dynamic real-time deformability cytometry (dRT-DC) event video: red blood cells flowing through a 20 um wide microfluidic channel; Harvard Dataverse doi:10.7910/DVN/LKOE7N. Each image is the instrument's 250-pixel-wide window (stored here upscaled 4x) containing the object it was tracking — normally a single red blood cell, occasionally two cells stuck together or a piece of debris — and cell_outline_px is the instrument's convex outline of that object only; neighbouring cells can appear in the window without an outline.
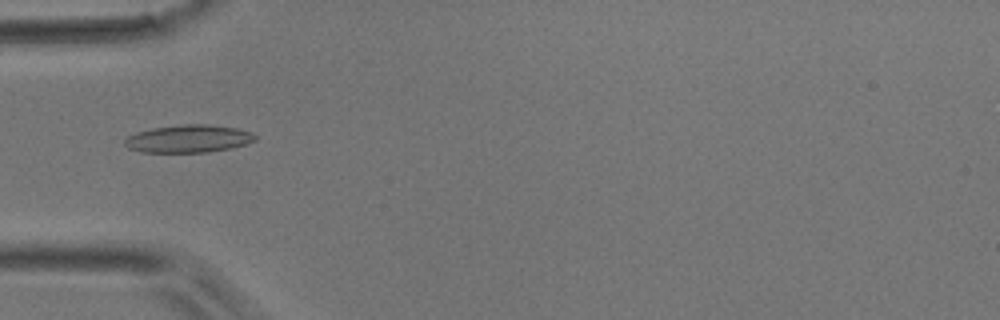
{"species": "common noctule bat (a hibernating species)", "species_latin": "Nyctalus noctula", "temperature_condition": "room temperature", "stored_images_in_passage": 51, "camera_frame_rate_fps": 3000, "um_per_image_px": 0.085, "animal": {"sex": "male", "body_mass_g": 17.9}, "frame": {"image": 1, "passage_image": 16, "time_ms": 5.0, "image_size_px": [1000, 320], "cell_outline_px": [[256, 140], [248, 144], [232, 148], [208, 152], [144, 152], [128, 148], [124, 144], [124, 140], [128, 136], [136, 132], [152, 128], [184, 124], [208, 124], [236, 128], [252, 132], [256, 136]], "centroid_in_image_um": [16.05, 11.79], "position_along_channel_um": 69.0, "area_um2": 21.15}}
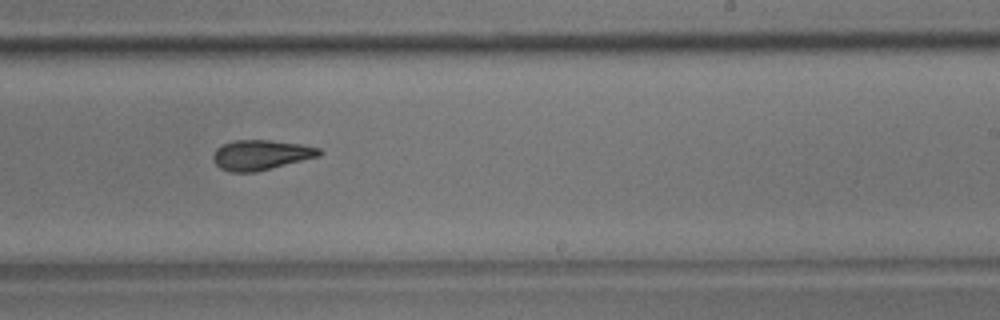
{"frame": {"image": 2, "passage_image": 31, "time_ms": 10.0, "image_size_px": [1000, 320], "cell_outline_px": [[324, 152], [320, 156], [256, 172], [228, 172], [220, 168], [212, 160], [212, 156], [216, 148], [232, 140], [268, 140], [300, 144], [320, 148]], "centroid_in_image_um": [22.17, 13.17], "position_along_channel_um": 266.8, "area_um2": 18.67}}
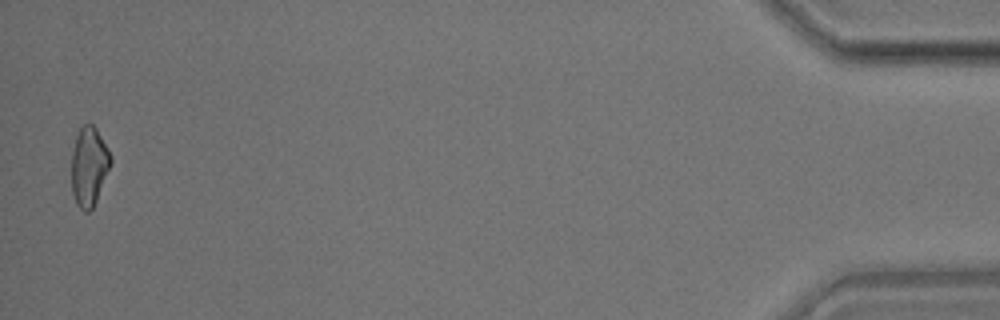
{"frame": {"image": 3, "passage_image": 50, "time_ms": 16.333, "image_size_px": [1000, 320], "cell_outline_px": [[112, 164], [96, 200], [92, 208], [88, 212], [84, 212], [76, 204], [72, 192], [72, 152], [76, 136], [80, 128], [84, 124], [92, 124], [96, 128], [108, 148], [112, 156]], "centroid_in_image_um": [7.58, 14.14], "position_along_channel_um": 427.6, "area_um2": 18.09}}